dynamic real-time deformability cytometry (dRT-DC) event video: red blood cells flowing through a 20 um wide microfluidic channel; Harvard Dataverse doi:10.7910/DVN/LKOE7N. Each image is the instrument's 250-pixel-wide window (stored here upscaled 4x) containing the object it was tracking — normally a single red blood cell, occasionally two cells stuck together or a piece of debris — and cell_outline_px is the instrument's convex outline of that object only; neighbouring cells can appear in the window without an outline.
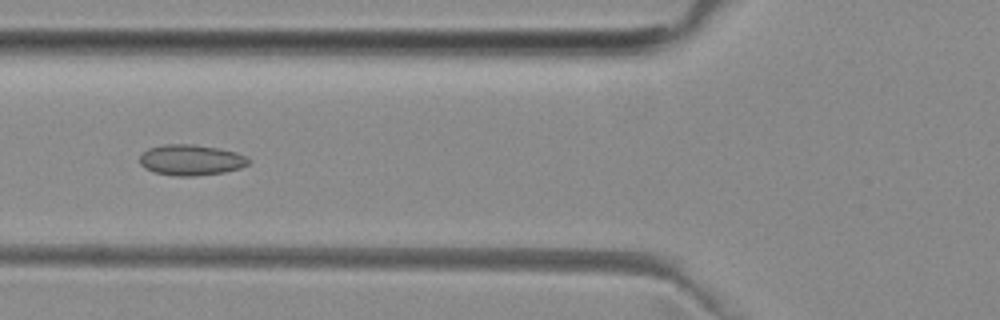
{"species": "common noctule bat (a hibernating species)", "species_latin": "Nyctalus noctula", "temperature_condition": "room temperature", "stored_images_in_passage": 39, "camera_frame_rate_fps": 3000, "um_per_image_px": 0.085, "animal": {"sex": "female", "body_mass_g": 29.2, "forearm_length_mm": 56.3}, "frame": {"image": 1, "passage_image": 7, "time_ms": 2.0, "image_size_px": [1000, 320], "cell_outline_px": [[252, 160], [248, 164], [240, 168], [224, 172], [196, 176], [172, 176], [156, 172], [144, 168], [140, 164], [140, 152], [148, 148], [164, 144], [192, 144], [216, 148], [236, 152], [248, 156]], "centroid_in_image_um": [16.23, 13.6], "position_along_channel_um": 109.6, "area_um2": 19.71}}
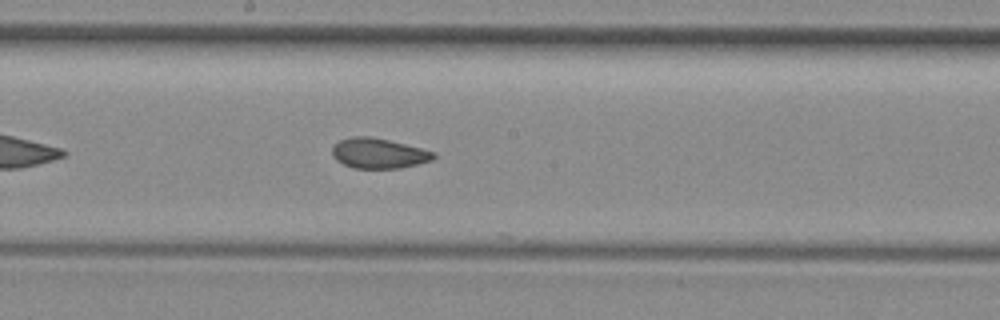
{"frame": {"image": 2, "passage_image": 15, "time_ms": 4.667, "image_size_px": [1000, 320], "cell_outline_px": [[436, 156], [432, 160], [400, 168], [352, 168], [336, 160], [332, 156], [332, 148], [340, 140], [352, 136], [372, 136], [436, 152]], "centroid_in_image_um": [32.17, 13.03], "position_along_channel_um": 216.0, "area_um2": 17.74}}
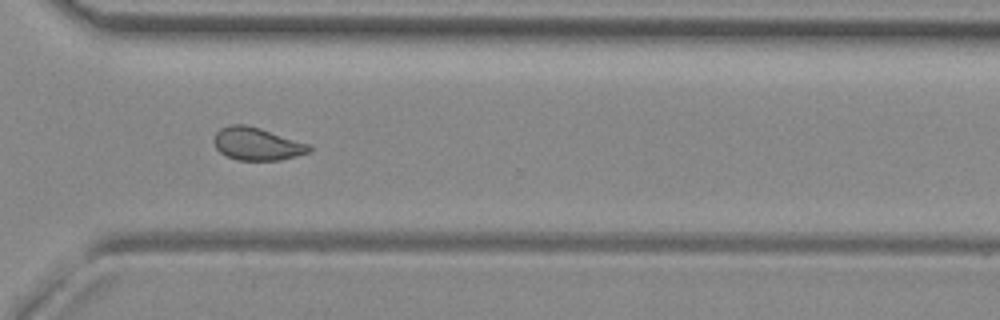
{"frame": {"image": 3, "passage_image": 25, "time_ms": 8.0, "image_size_px": [1000, 320], "cell_outline_px": [[312, 152], [280, 160], [236, 160], [220, 152], [216, 148], [212, 140], [216, 132], [220, 128], [228, 124], [244, 124], [260, 128], [312, 144]], "centroid_in_image_um": [21.87, 12.22], "position_along_channel_um": 348.7, "area_um2": 18.5}, "authors_computed_cell_mechanics": {"area_um2": 18.496, "velocity_mm_per_s": 3.9856, "shape_relaxation_time_tau1_ms": 9.7349, "shape_relaxation_time_tau2_ms": 1.61, "deformation_change_tau1": 0.1448, "deformation_change_tau2": 0.0561}}